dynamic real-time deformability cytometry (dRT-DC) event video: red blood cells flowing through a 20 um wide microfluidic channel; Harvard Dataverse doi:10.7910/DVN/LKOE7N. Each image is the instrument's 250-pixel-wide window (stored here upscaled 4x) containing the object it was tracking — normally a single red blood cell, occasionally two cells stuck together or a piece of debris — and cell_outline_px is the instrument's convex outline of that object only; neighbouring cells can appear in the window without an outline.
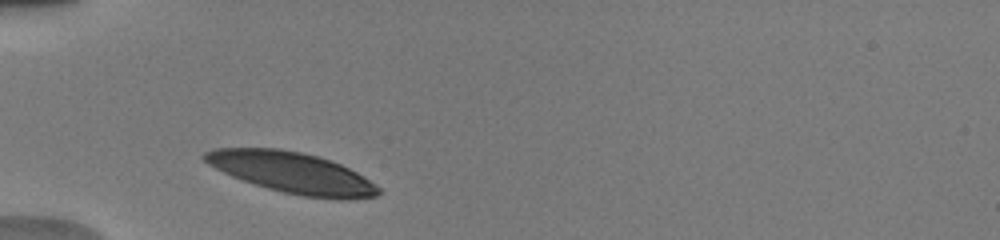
{"species": "human", "species_latin": "Homo sapiens", "temperature_condition": "warm", "stored_images_in_passage": 18, "camera_frame_rate_fps": 3000, "um_per_image_px": 0.085, "donor": {"sex": "male"}, "frame": {"image": 1, "passage_image": 2, "time_ms": 0.333, "image_size_px": [1000, 240], "cell_outline_px": [[380, 192], [376, 196], [348, 200], [336, 200], [300, 196], [268, 188], [232, 176], [208, 164], [200, 156], [204, 152], [212, 148], [280, 148], [300, 152], [316, 156], [340, 164], [356, 172], [376, 184], [380, 188]], "centroid_in_image_um": [24.83, 14.68], "position_along_channel_um": 60.2, "area_um2": 41.38}}
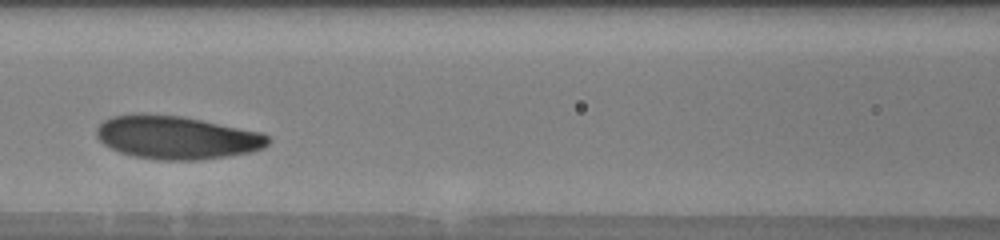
{"frame": {"image": 2, "passage_image": 8, "time_ms": 3.0, "image_size_px": [1000, 240], "cell_outline_px": [[272, 140], [264, 148], [252, 152], [228, 156], [200, 160], [160, 160], [136, 156], [120, 152], [104, 144], [96, 136], [96, 128], [104, 120], [112, 116], [140, 112], [184, 116], [264, 132]], "centroid_in_image_um": [15.06, 11.66], "position_along_channel_um": 151.5, "area_um2": 43.81}}
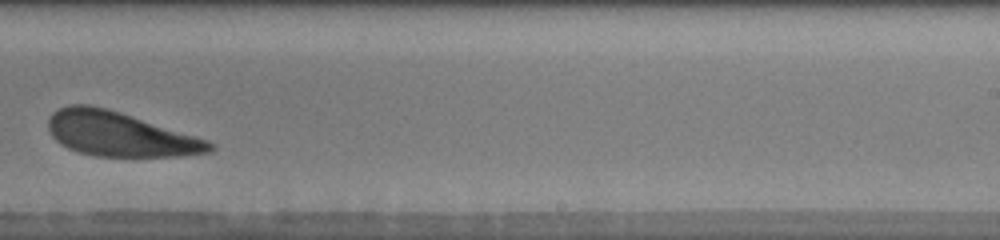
{"frame": {"image": 3, "passage_image": 14, "time_ms": 6.333, "image_size_px": [1000, 240], "cell_outline_px": [[216, 148], [212, 152], [180, 156], [92, 156], [68, 148], [60, 144], [48, 132], [48, 120], [52, 112], [68, 104], [88, 104], [108, 108], [208, 140], [216, 144]], "centroid_in_image_um": [10.17, 11.4], "position_along_channel_um": 278.8, "area_um2": 41.91}}